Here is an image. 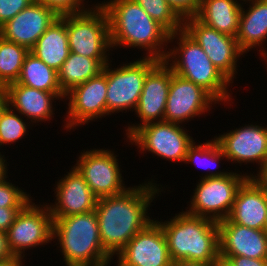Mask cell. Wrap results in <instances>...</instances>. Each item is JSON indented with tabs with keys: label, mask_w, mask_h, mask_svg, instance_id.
Returning <instances> with one entry per match:
<instances>
[{
	"label": "cell",
	"mask_w": 267,
	"mask_h": 266,
	"mask_svg": "<svg viewBox=\"0 0 267 266\" xmlns=\"http://www.w3.org/2000/svg\"><path fill=\"white\" fill-rule=\"evenodd\" d=\"M14 257L9 248L7 233L0 231V261L8 260Z\"/></svg>",
	"instance_id": "39"
},
{
	"label": "cell",
	"mask_w": 267,
	"mask_h": 266,
	"mask_svg": "<svg viewBox=\"0 0 267 266\" xmlns=\"http://www.w3.org/2000/svg\"><path fill=\"white\" fill-rule=\"evenodd\" d=\"M30 52L57 72L61 69L70 54L66 18L63 15L40 36Z\"/></svg>",
	"instance_id": "23"
},
{
	"label": "cell",
	"mask_w": 267,
	"mask_h": 266,
	"mask_svg": "<svg viewBox=\"0 0 267 266\" xmlns=\"http://www.w3.org/2000/svg\"><path fill=\"white\" fill-rule=\"evenodd\" d=\"M223 157V158H222ZM226 158L224 155L223 150L220 147V144L216 141L215 137L214 140H210L209 142L201 143V144H195L193 142L187 150L185 162L187 163H195V164H200L202 168H213L212 165L219 164L220 160ZM204 160H206L204 162ZM218 160V161H217ZM204 163H203V162Z\"/></svg>",
	"instance_id": "30"
},
{
	"label": "cell",
	"mask_w": 267,
	"mask_h": 266,
	"mask_svg": "<svg viewBox=\"0 0 267 266\" xmlns=\"http://www.w3.org/2000/svg\"><path fill=\"white\" fill-rule=\"evenodd\" d=\"M156 186L151 180L129 187L122 194L98 198L95 212L101 243L111 257L153 221L146 214L155 195L161 192Z\"/></svg>",
	"instance_id": "1"
},
{
	"label": "cell",
	"mask_w": 267,
	"mask_h": 266,
	"mask_svg": "<svg viewBox=\"0 0 267 266\" xmlns=\"http://www.w3.org/2000/svg\"><path fill=\"white\" fill-rule=\"evenodd\" d=\"M34 0H0V27L28 7Z\"/></svg>",
	"instance_id": "34"
},
{
	"label": "cell",
	"mask_w": 267,
	"mask_h": 266,
	"mask_svg": "<svg viewBox=\"0 0 267 266\" xmlns=\"http://www.w3.org/2000/svg\"><path fill=\"white\" fill-rule=\"evenodd\" d=\"M215 139L220 144L226 160L235 163L255 161L260 167L267 160V127L248 124Z\"/></svg>",
	"instance_id": "18"
},
{
	"label": "cell",
	"mask_w": 267,
	"mask_h": 266,
	"mask_svg": "<svg viewBox=\"0 0 267 266\" xmlns=\"http://www.w3.org/2000/svg\"><path fill=\"white\" fill-rule=\"evenodd\" d=\"M88 10L64 14L70 52L96 59L103 67L109 62L110 31L108 16L98 3ZM109 49V50H108ZM108 57V58H107Z\"/></svg>",
	"instance_id": "6"
},
{
	"label": "cell",
	"mask_w": 267,
	"mask_h": 266,
	"mask_svg": "<svg viewBox=\"0 0 267 266\" xmlns=\"http://www.w3.org/2000/svg\"><path fill=\"white\" fill-rule=\"evenodd\" d=\"M259 174L255 176L250 174L249 177L267 194V160L266 162L259 167Z\"/></svg>",
	"instance_id": "38"
},
{
	"label": "cell",
	"mask_w": 267,
	"mask_h": 266,
	"mask_svg": "<svg viewBox=\"0 0 267 266\" xmlns=\"http://www.w3.org/2000/svg\"><path fill=\"white\" fill-rule=\"evenodd\" d=\"M52 237H58L67 266H108L113 259L102 247L95 210L53 218Z\"/></svg>",
	"instance_id": "4"
},
{
	"label": "cell",
	"mask_w": 267,
	"mask_h": 266,
	"mask_svg": "<svg viewBox=\"0 0 267 266\" xmlns=\"http://www.w3.org/2000/svg\"><path fill=\"white\" fill-rule=\"evenodd\" d=\"M170 34L183 30L184 21L175 13L166 0H134ZM182 25V26H181Z\"/></svg>",
	"instance_id": "29"
},
{
	"label": "cell",
	"mask_w": 267,
	"mask_h": 266,
	"mask_svg": "<svg viewBox=\"0 0 267 266\" xmlns=\"http://www.w3.org/2000/svg\"><path fill=\"white\" fill-rule=\"evenodd\" d=\"M228 259L233 266H267V260L253 259L244 256L223 257Z\"/></svg>",
	"instance_id": "37"
},
{
	"label": "cell",
	"mask_w": 267,
	"mask_h": 266,
	"mask_svg": "<svg viewBox=\"0 0 267 266\" xmlns=\"http://www.w3.org/2000/svg\"><path fill=\"white\" fill-rule=\"evenodd\" d=\"M30 51L0 36V84L7 86L19 78L26 55Z\"/></svg>",
	"instance_id": "28"
},
{
	"label": "cell",
	"mask_w": 267,
	"mask_h": 266,
	"mask_svg": "<svg viewBox=\"0 0 267 266\" xmlns=\"http://www.w3.org/2000/svg\"><path fill=\"white\" fill-rule=\"evenodd\" d=\"M116 156L110 150L92 149L81 152L77 166L74 165L98 198L119 195L128 189L124 186Z\"/></svg>",
	"instance_id": "11"
},
{
	"label": "cell",
	"mask_w": 267,
	"mask_h": 266,
	"mask_svg": "<svg viewBox=\"0 0 267 266\" xmlns=\"http://www.w3.org/2000/svg\"><path fill=\"white\" fill-rule=\"evenodd\" d=\"M211 266H233L231 262L228 259H225L223 257H218Z\"/></svg>",
	"instance_id": "44"
},
{
	"label": "cell",
	"mask_w": 267,
	"mask_h": 266,
	"mask_svg": "<svg viewBox=\"0 0 267 266\" xmlns=\"http://www.w3.org/2000/svg\"><path fill=\"white\" fill-rule=\"evenodd\" d=\"M175 38L180 41L177 42L179 46L167 51L165 58L173 72L203 87L218 103L230 101L227 87L233 82L213 65L201 46L184 29L170 34L169 42ZM170 58L171 61L175 58L172 63H168Z\"/></svg>",
	"instance_id": "5"
},
{
	"label": "cell",
	"mask_w": 267,
	"mask_h": 266,
	"mask_svg": "<svg viewBox=\"0 0 267 266\" xmlns=\"http://www.w3.org/2000/svg\"><path fill=\"white\" fill-rule=\"evenodd\" d=\"M59 17L51 8L33 1L0 27V36L30 51L40 36Z\"/></svg>",
	"instance_id": "17"
},
{
	"label": "cell",
	"mask_w": 267,
	"mask_h": 266,
	"mask_svg": "<svg viewBox=\"0 0 267 266\" xmlns=\"http://www.w3.org/2000/svg\"><path fill=\"white\" fill-rule=\"evenodd\" d=\"M166 2L183 21L196 17L201 6V0H166Z\"/></svg>",
	"instance_id": "35"
},
{
	"label": "cell",
	"mask_w": 267,
	"mask_h": 266,
	"mask_svg": "<svg viewBox=\"0 0 267 266\" xmlns=\"http://www.w3.org/2000/svg\"><path fill=\"white\" fill-rule=\"evenodd\" d=\"M183 29L201 46L213 65L233 81L237 72V60L244 54L236 37L218 32L196 17L185 19Z\"/></svg>",
	"instance_id": "12"
},
{
	"label": "cell",
	"mask_w": 267,
	"mask_h": 266,
	"mask_svg": "<svg viewBox=\"0 0 267 266\" xmlns=\"http://www.w3.org/2000/svg\"><path fill=\"white\" fill-rule=\"evenodd\" d=\"M153 220L117 254V266H172L161 225Z\"/></svg>",
	"instance_id": "14"
},
{
	"label": "cell",
	"mask_w": 267,
	"mask_h": 266,
	"mask_svg": "<svg viewBox=\"0 0 267 266\" xmlns=\"http://www.w3.org/2000/svg\"><path fill=\"white\" fill-rule=\"evenodd\" d=\"M7 177L0 181V207H25L32 199L18 186L8 182Z\"/></svg>",
	"instance_id": "32"
},
{
	"label": "cell",
	"mask_w": 267,
	"mask_h": 266,
	"mask_svg": "<svg viewBox=\"0 0 267 266\" xmlns=\"http://www.w3.org/2000/svg\"><path fill=\"white\" fill-rule=\"evenodd\" d=\"M6 90L8 105L17 113L26 115L24 117L31 119L30 121L33 123L51 119L53 115L52 101L66 98L64 94L45 92L16 82L8 84Z\"/></svg>",
	"instance_id": "22"
},
{
	"label": "cell",
	"mask_w": 267,
	"mask_h": 266,
	"mask_svg": "<svg viewBox=\"0 0 267 266\" xmlns=\"http://www.w3.org/2000/svg\"><path fill=\"white\" fill-rule=\"evenodd\" d=\"M183 128L178 123L156 121L140 126L128 138L142 151L185 163L188 147L194 140Z\"/></svg>",
	"instance_id": "9"
},
{
	"label": "cell",
	"mask_w": 267,
	"mask_h": 266,
	"mask_svg": "<svg viewBox=\"0 0 267 266\" xmlns=\"http://www.w3.org/2000/svg\"><path fill=\"white\" fill-rule=\"evenodd\" d=\"M16 83L45 92L63 94L58 81V72L31 52L25 57Z\"/></svg>",
	"instance_id": "27"
},
{
	"label": "cell",
	"mask_w": 267,
	"mask_h": 266,
	"mask_svg": "<svg viewBox=\"0 0 267 266\" xmlns=\"http://www.w3.org/2000/svg\"><path fill=\"white\" fill-rule=\"evenodd\" d=\"M159 61L145 56L143 59L127 63L128 65L123 64L114 70L110 69V63H107L106 104L110 115L127 109L129 111L131 108L135 111L145 77Z\"/></svg>",
	"instance_id": "8"
},
{
	"label": "cell",
	"mask_w": 267,
	"mask_h": 266,
	"mask_svg": "<svg viewBox=\"0 0 267 266\" xmlns=\"http://www.w3.org/2000/svg\"><path fill=\"white\" fill-rule=\"evenodd\" d=\"M6 233L10 250L14 256L21 258H24L25 249L52 241L53 217L48 205L40 208L30 201L17 214Z\"/></svg>",
	"instance_id": "10"
},
{
	"label": "cell",
	"mask_w": 267,
	"mask_h": 266,
	"mask_svg": "<svg viewBox=\"0 0 267 266\" xmlns=\"http://www.w3.org/2000/svg\"><path fill=\"white\" fill-rule=\"evenodd\" d=\"M84 0H34L54 10L59 16L86 11ZM82 5V6H81Z\"/></svg>",
	"instance_id": "33"
},
{
	"label": "cell",
	"mask_w": 267,
	"mask_h": 266,
	"mask_svg": "<svg viewBox=\"0 0 267 266\" xmlns=\"http://www.w3.org/2000/svg\"><path fill=\"white\" fill-rule=\"evenodd\" d=\"M264 231H265V233L267 235V220H266V224H265V227H264Z\"/></svg>",
	"instance_id": "46"
},
{
	"label": "cell",
	"mask_w": 267,
	"mask_h": 266,
	"mask_svg": "<svg viewBox=\"0 0 267 266\" xmlns=\"http://www.w3.org/2000/svg\"><path fill=\"white\" fill-rule=\"evenodd\" d=\"M107 13L111 47L146 49V57L165 60L170 33L134 0H110L100 4ZM166 52V53H165ZM149 53V54H148Z\"/></svg>",
	"instance_id": "2"
},
{
	"label": "cell",
	"mask_w": 267,
	"mask_h": 266,
	"mask_svg": "<svg viewBox=\"0 0 267 266\" xmlns=\"http://www.w3.org/2000/svg\"><path fill=\"white\" fill-rule=\"evenodd\" d=\"M21 257L14 256L11 259L0 261V266H23Z\"/></svg>",
	"instance_id": "42"
},
{
	"label": "cell",
	"mask_w": 267,
	"mask_h": 266,
	"mask_svg": "<svg viewBox=\"0 0 267 266\" xmlns=\"http://www.w3.org/2000/svg\"><path fill=\"white\" fill-rule=\"evenodd\" d=\"M249 177L234 172H213L201 177L191 198L190 208L185 212L212 219H227L239 187Z\"/></svg>",
	"instance_id": "7"
},
{
	"label": "cell",
	"mask_w": 267,
	"mask_h": 266,
	"mask_svg": "<svg viewBox=\"0 0 267 266\" xmlns=\"http://www.w3.org/2000/svg\"><path fill=\"white\" fill-rule=\"evenodd\" d=\"M103 66L94 58L70 52L58 71V81L64 95L74 87L97 76Z\"/></svg>",
	"instance_id": "26"
},
{
	"label": "cell",
	"mask_w": 267,
	"mask_h": 266,
	"mask_svg": "<svg viewBox=\"0 0 267 266\" xmlns=\"http://www.w3.org/2000/svg\"><path fill=\"white\" fill-rule=\"evenodd\" d=\"M219 256H244L267 260V235L264 230L251 229L231 222H218Z\"/></svg>",
	"instance_id": "19"
},
{
	"label": "cell",
	"mask_w": 267,
	"mask_h": 266,
	"mask_svg": "<svg viewBox=\"0 0 267 266\" xmlns=\"http://www.w3.org/2000/svg\"><path fill=\"white\" fill-rule=\"evenodd\" d=\"M172 266H211V264H205L203 262H196L190 260H178L173 262Z\"/></svg>",
	"instance_id": "41"
},
{
	"label": "cell",
	"mask_w": 267,
	"mask_h": 266,
	"mask_svg": "<svg viewBox=\"0 0 267 266\" xmlns=\"http://www.w3.org/2000/svg\"><path fill=\"white\" fill-rule=\"evenodd\" d=\"M24 207H0V231L7 232Z\"/></svg>",
	"instance_id": "36"
},
{
	"label": "cell",
	"mask_w": 267,
	"mask_h": 266,
	"mask_svg": "<svg viewBox=\"0 0 267 266\" xmlns=\"http://www.w3.org/2000/svg\"><path fill=\"white\" fill-rule=\"evenodd\" d=\"M8 106V94L6 86L0 84V115Z\"/></svg>",
	"instance_id": "40"
},
{
	"label": "cell",
	"mask_w": 267,
	"mask_h": 266,
	"mask_svg": "<svg viewBox=\"0 0 267 266\" xmlns=\"http://www.w3.org/2000/svg\"><path fill=\"white\" fill-rule=\"evenodd\" d=\"M107 64L97 76L83 82L68 92L69 99L67 124L64 127L72 129L97 118L109 115L106 104ZM70 96V97H69ZM79 124V125H78Z\"/></svg>",
	"instance_id": "13"
},
{
	"label": "cell",
	"mask_w": 267,
	"mask_h": 266,
	"mask_svg": "<svg viewBox=\"0 0 267 266\" xmlns=\"http://www.w3.org/2000/svg\"><path fill=\"white\" fill-rule=\"evenodd\" d=\"M180 213L170 221H157L165 234L172 262L212 264L219 257L218 222L185 211Z\"/></svg>",
	"instance_id": "3"
},
{
	"label": "cell",
	"mask_w": 267,
	"mask_h": 266,
	"mask_svg": "<svg viewBox=\"0 0 267 266\" xmlns=\"http://www.w3.org/2000/svg\"><path fill=\"white\" fill-rule=\"evenodd\" d=\"M228 219L251 229L264 230L267 194L248 177L239 187Z\"/></svg>",
	"instance_id": "21"
},
{
	"label": "cell",
	"mask_w": 267,
	"mask_h": 266,
	"mask_svg": "<svg viewBox=\"0 0 267 266\" xmlns=\"http://www.w3.org/2000/svg\"><path fill=\"white\" fill-rule=\"evenodd\" d=\"M3 157H4V155L2 156L0 154V181L6 177V174L8 171L7 170V164L5 163L7 161Z\"/></svg>",
	"instance_id": "43"
},
{
	"label": "cell",
	"mask_w": 267,
	"mask_h": 266,
	"mask_svg": "<svg viewBox=\"0 0 267 266\" xmlns=\"http://www.w3.org/2000/svg\"><path fill=\"white\" fill-rule=\"evenodd\" d=\"M243 1H251V5L248 10L241 9L236 39L239 48L246 53L261 46L267 38V0Z\"/></svg>",
	"instance_id": "24"
},
{
	"label": "cell",
	"mask_w": 267,
	"mask_h": 266,
	"mask_svg": "<svg viewBox=\"0 0 267 266\" xmlns=\"http://www.w3.org/2000/svg\"><path fill=\"white\" fill-rule=\"evenodd\" d=\"M56 202L48 205L53 218L92 212L97 205L98 197L91 191L79 171H71L61 178L56 187Z\"/></svg>",
	"instance_id": "20"
},
{
	"label": "cell",
	"mask_w": 267,
	"mask_h": 266,
	"mask_svg": "<svg viewBox=\"0 0 267 266\" xmlns=\"http://www.w3.org/2000/svg\"><path fill=\"white\" fill-rule=\"evenodd\" d=\"M262 51V53H260L261 55H263L262 57H265L264 59L265 60H267L266 58H267V51L266 50H263V49H261ZM267 62V61H266ZM267 64V63H266Z\"/></svg>",
	"instance_id": "45"
},
{
	"label": "cell",
	"mask_w": 267,
	"mask_h": 266,
	"mask_svg": "<svg viewBox=\"0 0 267 266\" xmlns=\"http://www.w3.org/2000/svg\"><path fill=\"white\" fill-rule=\"evenodd\" d=\"M13 111L8 105L0 115V146L16 142L28 131V125Z\"/></svg>",
	"instance_id": "31"
},
{
	"label": "cell",
	"mask_w": 267,
	"mask_h": 266,
	"mask_svg": "<svg viewBox=\"0 0 267 266\" xmlns=\"http://www.w3.org/2000/svg\"><path fill=\"white\" fill-rule=\"evenodd\" d=\"M171 81V67L160 60L145 77L143 89L135 112L142 123L128 126L127 138L140 126L164 120L166 101ZM156 119V120H155Z\"/></svg>",
	"instance_id": "16"
},
{
	"label": "cell",
	"mask_w": 267,
	"mask_h": 266,
	"mask_svg": "<svg viewBox=\"0 0 267 266\" xmlns=\"http://www.w3.org/2000/svg\"><path fill=\"white\" fill-rule=\"evenodd\" d=\"M213 102L214 104L218 103L208 91L194 82L175 74L171 68V81L164 121L182 124L185 121H189L190 118L210 110Z\"/></svg>",
	"instance_id": "15"
},
{
	"label": "cell",
	"mask_w": 267,
	"mask_h": 266,
	"mask_svg": "<svg viewBox=\"0 0 267 266\" xmlns=\"http://www.w3.org/2000/svg\"><path fill=\"white\" fill-rule=\"evenodd\" d=\"M241 6L237 0H201L196 18L218 32L236 37Z\"/></svg>",
	"instance_id": "25"
}]
</instances>
